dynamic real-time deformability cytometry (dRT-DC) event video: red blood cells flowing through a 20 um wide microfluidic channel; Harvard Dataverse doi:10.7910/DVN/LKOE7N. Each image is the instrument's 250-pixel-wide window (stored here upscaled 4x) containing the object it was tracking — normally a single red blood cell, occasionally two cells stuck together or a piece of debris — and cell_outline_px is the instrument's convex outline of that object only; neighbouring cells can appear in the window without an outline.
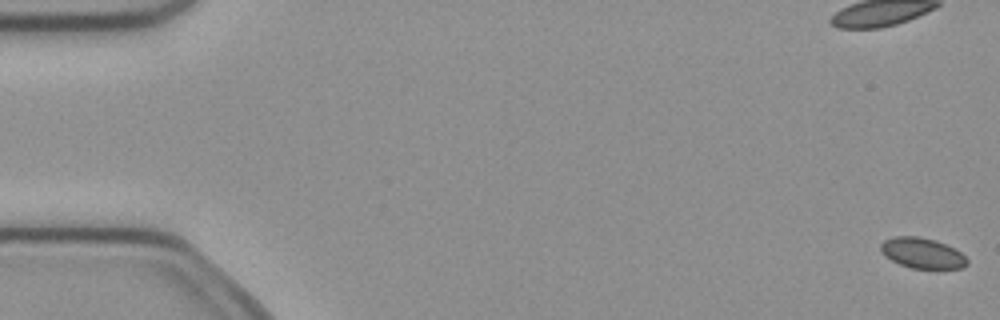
{"species": "common noctule bat (a hibernating species)", "species_latin": "Nyctalus noctula", "temperature_condition": "cold", "stored_images_in_passage": 5, "camera_frame_rate_fps": 3000, "um_per_image_px": 0.085, "animal": {"sex": "female", "body_mass_g": 21.9}, "frame": {"image": 1, "passage_image": 1, "time_ms": 0.0, "image_size_px": [1000, 320], "cell_outline_px": [[968, 264], [960, 268], [936, 272], [912, 268], [900, 264], [884, 256], [880, 252], [880, 244], [884, 240], [896, 236], [916, 236], [936, 240], [960, 252], [968, 260]], "centroid_in_image_um": [78.4, 21.57], "position_along_channel_um": 6.6, "area_um2": 15.9}}